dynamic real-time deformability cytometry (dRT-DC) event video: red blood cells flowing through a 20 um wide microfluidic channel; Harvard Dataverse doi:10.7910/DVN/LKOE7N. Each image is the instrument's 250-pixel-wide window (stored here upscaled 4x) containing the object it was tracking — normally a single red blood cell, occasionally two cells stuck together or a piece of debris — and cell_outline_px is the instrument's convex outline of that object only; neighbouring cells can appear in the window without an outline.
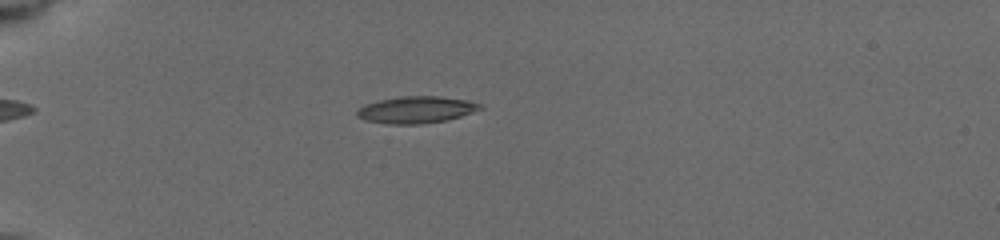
{"species": "common noctule bat (a hibernating species)", "species_latin": "Nyctalus noctula", "temperature_condition": "cold", "stored_images_in_passage": 13, "camera_frame_rate_fps": 3000, "um_per_image_px": 0.085, "animal": {"sex": "female", "body_mass_g": 19.5, "forearm_length_mm": 54.1}, "frame": {"image": 1, "passage_image": 8, "time_ms": 3.0, "image_size_px": [1000, 240], "cell_outline_px": [[484, 108], [460, 116], [444, 120], [420, 124], [388, 124], [364, 120], [356, 116], [356, 112], [364, 104], [376, 100], [400, 96], [440, 96], [468, 100], [480, 104]], "centroid_in_image_um": [35.33, 9.32], "position_along_channel_um": 49.7, "area_um2": 19.31}}
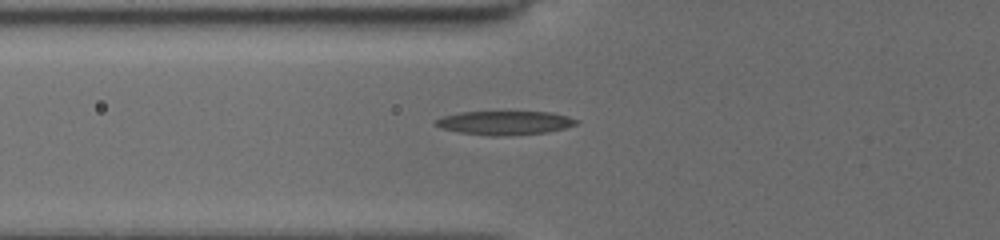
{"frame": {"image": 2, "passage_image": 11, "time_ms": 4.667, "image_size_px": [1000, 240], "cell_outline_px": [[580, 120], [576, 124], [564, 128], [548, 132], [508, 136], [492, 136], [460, 132], [440, 128], [432, 124], [436, 120], [444, 116], [460, 112], [548, 112], [568, 116]], "centroid_in_image_um": [42.9, 10.45], "position_along_channel_um": 82.9, "area_um2": 19.54}}
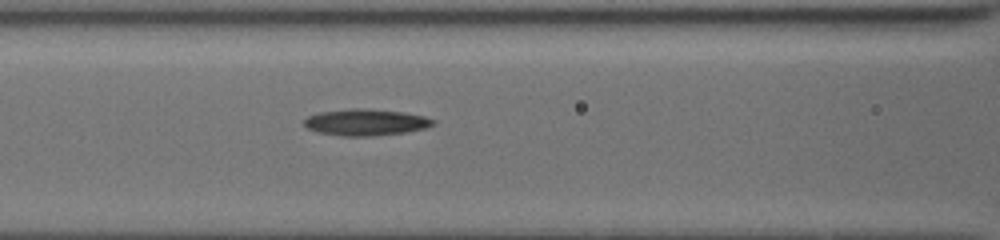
{"frame": {"image": 3, "passage_image": 13, "time_ms": 6.0, "image_size_px": [1000, 240], "cell_outline_px": [[436, 124], [424, 128], [404, 132], [372, 136], [340, 136], [316, 132], [308, 128], [304, 124], [304, 120], [308, 116], [320, 112], [348, 108], [364, 108], [404, 112], [424, 116], [436, 120]], "centroid_in_image_um": [31.08, 10.39], "position_along_channel_um": 135.5, "area_um2": 20.0}}